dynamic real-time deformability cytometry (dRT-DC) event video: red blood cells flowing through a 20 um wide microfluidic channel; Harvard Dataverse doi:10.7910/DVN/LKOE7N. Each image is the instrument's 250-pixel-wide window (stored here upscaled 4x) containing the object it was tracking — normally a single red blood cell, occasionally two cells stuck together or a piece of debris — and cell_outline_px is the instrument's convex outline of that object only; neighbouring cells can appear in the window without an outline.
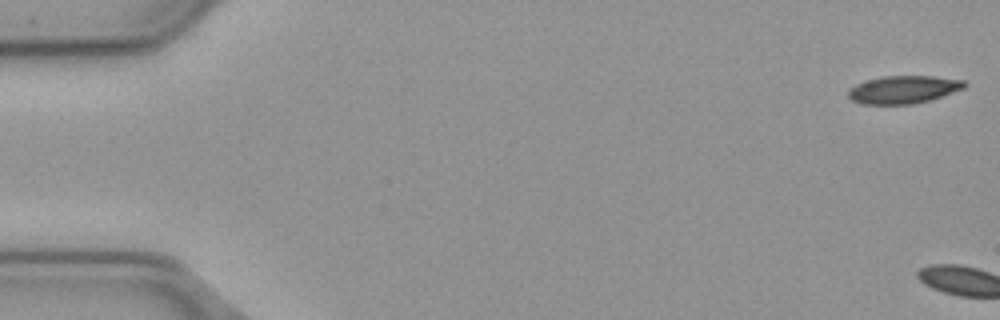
{"species": "common noctule bat (a hibernating species)", "species_latin": "Nyctalus noctula", "temperature_condition": "cold", "stored_images_in_passage": 3, "camera_frame_rate_fps": 3000, "um_per_image_px": 0.085, "animal": {"sex": "male", "body_mass_g": 23.1, "forearm_length_mm": 52.7}, "frame": {"image": 1, "passage_image": 1, "time_ms": 0.0, "image_size_px": [1000, 320], "cell_outline_px": [[968, 84], [964, 88], [928, 100], [912, 104], [860, 104], [852, 100], [848, 96], [848, 92], [856, 84], [868, 80], [884, 76], [932, 76], [964, 80]], "centroid_in_image_um": [76.79, 7.61], "position_along_channel_um": 8.2, "area_um2": 18.55}}